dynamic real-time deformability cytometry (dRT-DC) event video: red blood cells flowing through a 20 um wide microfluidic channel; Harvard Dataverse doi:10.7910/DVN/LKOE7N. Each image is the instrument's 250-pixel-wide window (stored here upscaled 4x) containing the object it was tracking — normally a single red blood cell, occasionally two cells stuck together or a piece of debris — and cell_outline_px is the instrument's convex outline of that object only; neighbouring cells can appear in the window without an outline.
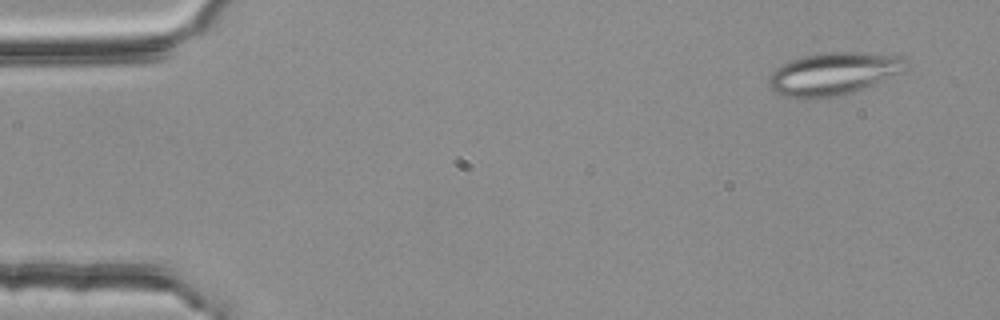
{"species": "common noctule bat (a hibernating species)", "species_latin": "Nyctalus noctula", "temperature_condition": "room temperature", "stored_images_in_passage": 53, "segment_of_instrument_passage": [1, 2], "camera_frame_rate_fps": 3000, "um_per_image_px": 0.085, "animal": {"sex": "female", "body_mass_g": 25.1}, "frame": {"image": 1, "passage_image": 3, "time_ms": 0.667, "image_size_px": [1000, 320], "cell_outline_px": [[908, 68], [904, 72], [864, 88], [852, 92], [832, 96], [780, 96], [772, 92], [768, 84], [768, 80], [772, 72], [780, 64], [788, 60], [804, 56], [824, 52], [864, 52], [900, 56], [908, 64]], "centroid_in_image_um": [70.85, 6.23], "position_along_channel_um": 14.2, "area_um2": 33.81}}